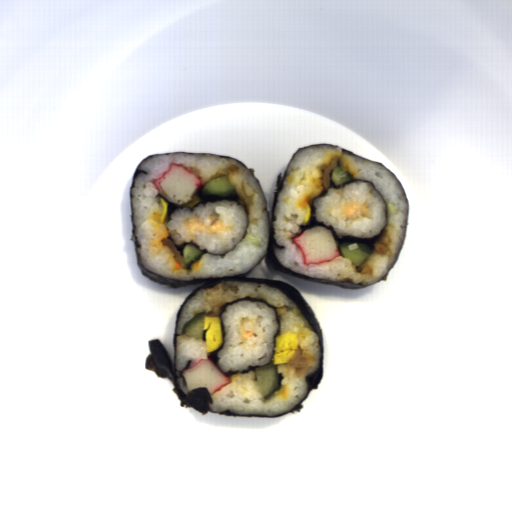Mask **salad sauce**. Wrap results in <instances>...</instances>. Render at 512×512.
<instances>
[{"label":"salad sauce","instance_id":"obj_3","mask_svg":"<svg viewBox=\"0 0 512 512\" xmlns=\"http://www.w3.org/2000/svg\"><path fill=\"white\" fill-rule=\"evenodd\" d=\"M148 219L150 223H154L156 233L150 247H156L160 250L164 246L161 241L170 235L169 229L161 223V213L159 212L154 211Z\"/></svg>","mask_w":512,"mask_h":512},{"label":"salad sauce","instance_id":"obj_4","mask_svg":"<svg viewBox=\"0 0 512 512\" xmlns=\"http://www.w3.org/2000/svg\"><path fill=\"white\" fill-rule=\"evenodd\" d=\"M257 324V316H245L240 317L239 321V332L243 343L246 344L247 340L251 337H257L258 334L253 332Z\"/></svg>","mask_w":512,"mask_h":512},{"label":"salad sauce","instance_id":"obj_1","mask_svg":"<svg viewBox=\"0 0 512 512\" xmlns=\"http://www.w3.org/2000/svg\"><path fill=\"white\" fill-rule=\"evenodd\" d=\"M211 225L206 226L199 217H192L187 218L182 223L185 224L187 230H188V236L190 238V241H195V239L198 237L199 234L196 233L195 230H202L205 232H208L210 234H217L224 231H229L233 229L234 225H224L222 220L213 219L211 216L208 217Z\"/></svg>","mask_w":512,"mask_h":512},{"label":"salad sauce","instance_id":"obj_2","mask_svg":"<svg viewBox=\"0 0 512 512\" xmlns=\"http://www.w3.org/2000/svg\"><path fill=\"white\" fill-rule=\"evenodd\" d=\"M356 211L359 212L361 217L373 219L374 211L369 208L368 199L362 203L350 201L343 204L339 215H343L345 221L359 220V215L356 213Z\"/></svg>","mask_w":512,"mask_h":512}]
</instances>
